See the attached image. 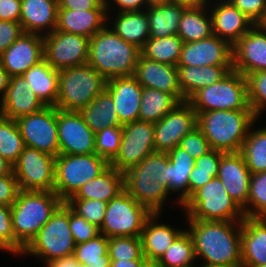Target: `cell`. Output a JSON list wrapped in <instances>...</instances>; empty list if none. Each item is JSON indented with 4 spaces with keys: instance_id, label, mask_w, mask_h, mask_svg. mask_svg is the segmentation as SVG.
<instances>
[{
    "instance_id": "10",
    "label": "cell",
    "mask_w": 266,
    "mask_h": 267,
    "mask_svg": "<svg viewBox=\"0 0 266 267\" xmlns=\"http://www.w3.org/2000/svg\"><path fill=\"white\" fill-rule=\"evenodd\" d=\"M151 214L124 189L107 203L100 233L107 238L140 237Z\"/></svg>"
},
{
    "instance_id": "15",
    "label": "cell",
    "mask_w": 266,
    "mask_h": 267,
    "mask_svg": "<svg viewBox=\"0 0 266 267\" xmlns=\"http://www.w3.org/2000/svg\"><path fill=\"white\" fill-rule=\"evenodd\" d=\"M197 127V114L186 100L154 123L155 151L168 152Z\"/></svg>"
},
{
    "instance_id": "22",
    "label": "cell",
    "mask_w": 266,
    "mask_h": 267,
    "mask_svg": "<svg viewBox=\"0 0 266 267\" xmlns=\"http://www.w3.org/2000/svg\"><path fill=\"white\" fill-rule=\"evenodd\" d=\"M46 105L30 89V84L22 75L11 76L6 93L1 98L0 115L9 119L39 112Z\"/></svg>"
},
{
    "instance_id": "67",
    "label": "cell",
    "mask_w": 266,
    "mask_h": 267,
    "mask_svg": "<svg viewBox=\"0 0 266 267\" xmlns=\"http://www.w3.org/2000/svg\"><path fill=\"white\" fill-rule=\"evenodd\" d=\"M141 267H161L158 261L145 260Z\"/></svg>"
},
{
    "instance_id": "32",
    "label": "cell",
    "mask_w": 266,
    "mask_h": 267,
    "mask_svg": "<svg viewBox=\"0 0 266 267\" xmlns=\"http://www.w3.org/2000/svg\"><path fill=\"white\" fill-rule=\"evenodd\" d=\"M167 153L169 156L167 189L170 193L182 191L177 198L182 205L189 197V175L195 166V159L179 145Z\"/></svg>"
},
{
    "instance_id": "31",
    "label": "cell",
    "mask_w": 266,
    "mask_h": 267,
    "mask_svg": "<svg viewBox=\"0 0 266 267\" xmlns=\"http://www.w3.org/2000/svg\"><path fill=\"white\" fill-rule=\"evenodd\" d=\"M124 189V173L109 166L99 176L80 187L68 200L95 199L108 203Z\"/></svg>"
},
{
    "instance_id": "59",
    "label": "cell",
    "mask_w": 266,
    "mask_h": 267,
    "mask_svg": "<svg viewBox=\"0 0 266 267\" xmlns=\"http://www.w3.org/2000/svg\"><path fill=\"white\" fill-rule=\"evenodd\" d=\"M217 176L218 172L191 171L189 175V196Z\"/></svg>"
},
{
    "instance_id": "4",
    "label": "cell",
    "mask_w": 266,
    "mask_h": 267,
    "mask_svg": "<svg viewBox=\"0 0 266 267\" xmlns=\"http://www.w3.org/2000/svg\"><path fill=\"white\" fill-rule=\"evenodd\" d=\"M63 202L54 191L20 190L11 206L15 241L24 249Z\"/></svg>"
},
{
    "instance_id": "62",
    "label": "cell",
    "mask_w": 266,
    "mask_h": 267,
    "mask_svg": "<svg viewBox=\"0 0 266 267\" xmlns=\"http://www.w3.org/2000/svg\"><path fill=\"white\" fill-rule=\"evenodd\" d=\"M146 259L111 260L110 267H141Z\"/></svg>"
},
{
    "instance_id": "41",
    "label": "cell",
    "mask_w": 266,
    "mask_h": 267,
    "mask_svg": "<svg viewBox=\"0 0 266 267\" xmlns=\"http://www.w3.org/2000/svg\"><path fill=\"white\" fill-rule=\"evenodd\" d=\"M240 153L251 173L266 171V128L249 129Z\"/></svg>"
},
{
    "instance_id": "16",
    "label": "cell",
    "mask_w": 266,
    "mask_h": 267,
    "mask_svg": "<svg viewBox=\"0 0 266 267\" xmlns=\"http://www.w3.org/2000/svg\"><path fill=\"white\" fill-rule=\"evenodd\" d=\"M59 154H95V133L76 111L57 108Z\"/></svg>"
},
{
    "instance_id": "25",
    "label": "cell",
    "mask_w": 266,
    "mask_h": 267,
    "mask_svg": "<svg viewBox=\"0 0 266 267\" xmlns=\"http://www.w3.org/2000/svg\"><path fill=\"white\" fill-rule=\"evenodd\" d=\"M242 267L266 264V217H245L241 229Z\"/></svg>"
},
{
    "instance_id": "36",
    "label": "cell",
    "mask_w": 266,
    "mask_h": 267,
    "mask_svg": "<svg viewBox=\"0 0 266 267\" xmlns=\"http://www.w3.org/2000/svg\"><path fill=\"white\" fill-rule=\"evenodd\" d=\"M79 113L95 134L106 127L123 126L118 118L113 98L106 89Z\"/></svg>"
},
{
    "instance_id": "56",
    "label": "cell",
    "mask_w": 266,
    "mask_h": 267,
    "mask_svg": "<svg viewBox=\"0 0 266 267\" xmlns=\"http://www.w3.org/2000/svg\"><path fill=\"white\" fill-rule=\"evenodd\" d=\"M225 152L220 150H210L195 160V166L192 171L218 172L221 156Z\"/></svg>"
},
{
    "instance_id": "46",
    "label": "cell",
    "mask_w": 266,
    "mask_h": 267,
    "mask_svg": "<svg viewBox=\"0 0 266 267\" xmlns=\"http://www.w3.org/2000/svg\"><path fill=\"white\" fill-rule=\"evenodd\" d=\"M108 254L111 260L146 259L140 237L108 238Z\"/></svg>"
},
{
    "instance_id": "6",
    "label": "cell",
    "mask_w": 266,
    "mask_h": 267,
    "mask_svg": "<svg viewBox=\"0 0 266 267\" xmlns=\"http://www.w3.org/2000/svg\"><path fill=\"white\" fill-rule=\"evenodd\" d=\"M181 207L188 220L243 221L245 218L243 210L229 196L218 177L195 190Z\"/></svg>"
},
{
    "instance_id": "21",
    "label": "cell",
    "mask_w": 266,
    "mask_h": 267,
    "mask_svg": "<svg viewBox=\"0 0 266 267\" xmlns=\"http://www.w3.org/2000/svg\"><path fill=\"white\" fill-rule=\"evenodd\" d=\"M229 196L243 210L247 206L251 171L240 152H227L221 156L218 176Z\"/></svg>"
},
{
    "instance_id": "37",
    "label": "cell",
    "mask_w": 266,
    "mask_h": 267,
    "mask_svg": "<svg viewBox=\"0 0 266 267\" xmlns=\"http://www.w3.org/2000/svg\"><path fill=\"white\" fill-rule=\"evenodd\" d=\"M205 8L208 7L189 6L184 10L177 34L184 43L200 41L213 35L211 14L207 15Z\"/></svg>"
},
{
    "instance_id": "63",
    "label": "cell",
    "mask_w": 266,
    "mask_h": 267,
    "mask_svg": "<svg viewBox=\"0 0 266 267\" xmlns=\"http://www.w3.org/2000/svg\"><path fill=\"white\" fill-rule=\"evenodd\" d=\"M10 75L8 72L2 67V64L0 62V93L1 97L6 93V89L9 86L10 83Z\"/></svg>"
},
{
    "instance_id": "24",
    "label": "cell",
    "mask_w": 266,
    "mask_h": 267,
    "mask_svg": "<svg viewBox=\"0 0 266 267\" xmlns=\"http://www.w3.org/2000/svg\"><path fill=\"white\" fill-rule=\"evenodd\" d=\"M211 13L213 35L224 39L232 46L242 38L254 24L228 0H219Z\"/></svg>"
},
{
    "instance_id": "60",
    "label": "cell",
    "mask_w": 266,
    "mask_h": 267,
    "mask_svg": "<svg viewBox=\"0 0 266 267\" xmlns=\"http://www.w3.org/2000/svg\"><path fill=\"white\" fill-rule=\"evenodd\" d=\"M118 6L119 12L144 11L143 6L148 7L147 0H113Z\"/></svg>"
},
{
    "instance_id": "45",
    "label": "cell",
    "mask_w": 266,
    "mask_h": 267,
    "mask_svg": "<svg viewBox=\"0 0 266 267\" xmlns=\"http://www.w3.org/2000/svg\"><path fill=\"white\" fill-rule=\"evenodd\" d=\"M243 213L245 217H266V171L251 173L249 197Z\"/></svg>"
},
{
    "instance_id": "18",
    "label": "cell",
    "mask_w": 266,
    "mask_h": 267,
    "mask_svg": "<svg viewBox=\"0 0 266 267\" xmlns=\"http://www.w3.org/2000/svg\"><path fill=\"white\" fill-rule=\"evenodd\" d=\"M233 65L232 45L212 35L209 38L183 43L177 66Z\"/></svg>"
},
{
    "instance_id": "65",
    "label": "cell",
    "mask_w": 266,
    "mask_h": 267,
    "mask_svg": "<svg viewBox=\"0 0 266 267\" xmlns=\"http://www.w3.org/2000/svg\"><path fill=\"white\" fill-rule=\"evenodd\" d=\"M172 2L178 3V4H183L186 6H202V5H207L209 6V1L207 0H172ZM208 3V4H207Z\"/></svg>"
},
{
    "instance_id": "17",
    "label": "cell",
    "mask_w": 266,
    "mask_h": 267,
    "mask_svg": "<svg viewBox=\"0 0 266 267\" xmlns=\"http://www.w3.org/2000/svg\"><path fill=\"white\" fill-rule=\"evenodd\" d=\"M233 70L246 76L266 70V24L254 25L233 46Z\"/></svg>"
},
{
    "instance_id": "40",
    "label": "cell",
    "mask_w": 266,
    "mask_h": 267,
    "mask_svg": "<svg viewBox=\"0 0 266 267\" xmlns=\"http://www.w3.org/2000/svg\"><path fill=\"white\" fill-rule=\"evenodd\" d=\"M73 255L84 267L111 266V259L108 254V238L102 233L91 240L76 244Z\"/></svg>"
},
{
    "instance_id": "49",
    "label": "cell",
    "mask_w": 266,
    "mask_h": 267,
    "mask_svg": "<svg viewBox=\"0 0 266 267\" xmlns=\"http://www.w3.org/2000/svg\"><path fill=\"white\" fill-rule=\"evenodd\" d=\"M66 204L75 212L78 216L85 218L89 223L101 227L107 202H103L95 199L87 200H67Z\"/></svg>"
},
{
    "instance_id": "34",
    "label": "cell",
    "mask_w": 266,
    "mask_h": 267,
    "mask_svg": "<svg viewBox=\"0 0 266 267\" xmlns=\"http://www.w3.org/2000/svg\"><path fill=\"white\" fill-rule=\"evenodd\" d=\"M187 7L175 2L147 7L145 10L149 18V37L165 38L177 35L182 14Z\"/></svg>"
},
{
    "instance_id": "7",
    "label": "cell",
    "mask_w": 266,
    "mask_h": 267,
    "mask_svg": "<svg viewBox=\"0 0 266 267\" xmlns=\"http://www.w3.org/2000/svg\"><path fill=\"white\" fill-rule=\"evenodd\" d=\"M187 101L197 115L212 110H251L246 77L235 70L221 81L199 89Z\"/></svg>"
},
{
    "instance_id": "58",
    "label": "cell",
    "mask_w": 266,
    "mask_h": 267,
    "mask_svg": "<svg viewBox=\"0 0 266 267\" xmlns=\"http://www.w3.org/2000/svg\"><path fill=\"white\" fill-rule=\"evenodd\" d=\"M21 0H0V20L20 22Z\"/></svg>"
},
{
    "instance_id": "64",
    "label": "cell",
    "mask_w": 266,
    "mask_h": 267,
    "mask_svg": "<svg viewBox=\"0 0 266 267\" xmlns=\"http://www.w3.org/2000/svg\"><path fill=\"white\" fill-rule=\"evenodd\" d=\"M12 172V164L0 154V177Z\"/></svg>"
},
{
    "instance_id": "42",
    "label": "cell",
    "mask_w": 266,
    "mask_h": 267,
    "mask_svg": "<svg viewBox=\"0 0 266 267\" xmlns=\"http://www.w3.org/2000/svg\"><path fill=\"white\" fill-rule=\"evenodd\" d=\"M196 259L191 235L184 230L158 261L161 267H194Z\"/></svg>"
},
{
    "instance_id": "69",
    "label": "cell",
    "mask_w": 266,
    "mask_h": 267,
    "mask_svg": "<svg viewBox=\"0 0 266 267\" xmlns=\"http://www.w3.org/2000/svg\"><path fill=\"white\" fill-rule=\"evenodd\" d=\"M105 1V4H106V12H109V9H110V2L108 0H104ZM109 3V4H108Z\"/></svg>"
},
{
    "instance_id": "35",
    "label": "cell",
    "mask_w": 266,
    "mask_h": 267,
    "mask_svg": "<svg viewBox=\"0 0 266 267\" xmlns=\"http://www.w3.org/2000/svg\"><path fill=\"white\" fill-rule=\"evenodd\" d=\"M110 28L128 43L140 50L149 40V18L147 11L119 12Z\"/></svg>"
},
{
    "instance_id": "12",
    "label": "cell",
    "mask_w": 266,
    "mask_h": 267,
    "mask_svg": "<svg viewBox=\"0 0 266 267\" xmlns=\"http://www.w3.org/2000/svg\"><path fill=\"white\" fill-rule=\"evenodd\" d=\"M153 152L154 123L135 120L122 126L120 149L110 166L124 173Z\"/></svg>"
},
{
    "instance_id": "39",
    "label": "cell",
    "mask_w": 266,
    "mask_h": 267,
    "mask_svg": "<svg viewBox=\"0 0 266 267\" xmlns=\"http://www.w3.org/2000/svg\"><path fill=\"white\" fill-rule=\"evenodd\" d=\"M183 43L178 35L149 38L141 49V55L153 61L177 66Z\"/></svg>"
},
{
    "instance_id": "54",
    "label": "cell",
    "mask_w": 266,
    "mask_h": 267,
    "mask_svg": "<svg viewBox=\"0 0 266 267\" xmlns=\"http://www.w3.org/2000/svg\"><path fill=\"white\" fill-rule=\"evenodd\" d=\"M24 33L20 22L0 20V55Z\"/></svg>"
},
{
    "instance_id": "23",
    "label": "cell",
    "mask_w": 266,
    "mask_h": 267,
    "mask_svg": "<svg viewBox=\"0 0 266 267\" xmlns=\"http://www.w3.org/2000/svg\"><path fill=\"white\" fill-rule=\"evenodd\" d=\"M142 89L143 87L134 76L114 77L107 80L106 90L113 98L122 125L138 120Z\"/></svg>"
},
{
    "instance_id": "26",
    "label": "cell",
    "mask_w": 266,
    "mask_h": 267,
    "mask_svg": "<svg viewBox=\"0 0 266 267\" xmlns=\"http://www.w3.org/2000/svg\"><path fill=\"white\" fill-rule=\"evenodd\" d=\"M58 8V0H21L23 31L39 35L45 30V34L52 33L56 29Z\"/></svg>"
},
{
    "instance_id": "1",
    "label": "cell",
    "mask_w": 266,
    "mask_h": 267,
    "mask_svg": "<svg viewBox=\"0 0 266 267\" xmlns=\"http://www.w3.org/2000/svg\"><path fill=\"white\" fill-rule=\"evenodd\" d=\"M188 221L196 260L202 257L206 264L242 267V221Z\"/></svg>"
},
{
    "instance_id": "2",
    "label": "cell",
    "mask_w": 266,
    "mask_h": 267,
    "mask_svg": "<svg viewBox=\"0 0 266 267\" xmlns=\"http://www.w3.org/2000/svg\"><path fill=\"white\" fill-rule=\"evenodd\" d=\"M108 27L106 25L90 38L87 64L106 80L134 76L141 50Z\"/></svg>"
},
{
    "instance_id": "66",
    "label": "cell",
    "mask_w": 266,
    "mask_h": 267,
    "mask_svg": "<svg viewBox=\"0 0 266 267\" xmlns=\"http://www.w3.org/2000/svg\"><path fill=\"white\" fill-rule=\"evenodd\" d=\"M148 2V7L153 6V5H162L166 3L172 2V0H147Z\"/></svg>"
},
{
    "instance_id": "50",
    "label": "cell",
    "mask_w": 266,
    "mask_h": 267,
    "mask_svg": "<svg viewBox=\"0 0 266 267\" xmlns=\"http://www.w3.org/2000/svg\"><path fill=\"white\" fill-rule=\"evenodd\" d=\"M0 249L19 255L24 250L15 241L11 220V207L2 203H0Z\"/></svg>"
},
{
    "instance_id": "57",
    "label": "cell",
    "mask_w": 266,
    "mask_h": 267,
    "mask_svg": "<svg viewBox=\"0 0 266 267\" xmlns=\"http://www.w3.org/2000/svg\"><path fill=\"white\" fill-rule=\"evenodd\" d=\"M58 6V9H71L74 11L106 9L104 0H58Z\"/></svg>"
},
{
    "instance_id": "70",
    "label": "cell",
    "mask_w": 266,
    "mask_h": 267,
    "mask_svg": "<svg viewBox=\"0 0 266 267\" xmlns=\"http://www.w3.org/2000/svg\"><path fill=\"white\" fill-rule=\"evenodd\" d=\"M251 267H266V264L265 265H259V266H251Z\"/></svg>"
},
{
    "instance_id": "28",
    "label": "cell",
    "mask_w": 266,
    "mask_h": 267,
    "mask_svg": "<svg viewBox=\"0 0 266 267\" xmlns=\"http://www.w3.org/2000/svg\"><path fill=\"white\" fill-rule=\"evenodd\" d=\"M154 179L149 176L124 175V187L150 213L161 214L170 192L163 184Z\"/></svg>"
},
{
    "instance_id": "33",
    "label": "cell",
    "mask_w": 266,
    "mask_h": 267,
    "mask_svg": "<svg viewBox=\"0 0 266 267\" xmlns=\"http://www.w3.org/2000/svg\"><path fill=\"white\" fill-rule=\"evenodd\" d=\"M38 98L46 106H56L58 96L59 70L45 59L29 68L23 75Z\"/></svg>"
},
{
    "instance_id": "29",
    "label": "cell",
    "mask_w": 266,
    "mask_h": 267,
    "mask_svg": "<svg viewBox=\"0 0 266 267\" xmlns=\"http://www.w3.org/2000/svg\"><path fill=\"white\" fill-rule=\"evenodd\" d=\"M160 214H151L145 221L141 233L143 256L146 260L159 261L173 241L184 231L155 222Z\"/></svg>"
},
{
    "instance_id": "8",
    "label": "cell",
    "mask_w": 266,
    "mask_h": 267,
    "mask_svg": "<svg viewBox=\"0 0 266 267\" xmlns=\"http://www.w3.org/2000/svg\"><path fill=\"white\" fill-rule=\"evenodd\" d=\"M110 163L95 154H59L55 162L54 192L66 202L88 181L103 173Z\"/></svg>"
},
{
    "instance_id": "51",
    "label": "cell",
    "mask_w": 266,
    "mask_h": 267,
    "mask_svg": "<svg viewBox=\"0 0 266 267\" xmlns=\"http://www.w3.org/2000/svg\"><path fill=\"white\" fill-rule=\"evenodd\" d=\"M69 225L75 244L86 242L100 234V230L96 225L78 216L70 207Z\"/></svg>"
},
{
    "instance_id": "68",
    "label": "cell",
    "mask_w": 266,
    "mask_h": 267,
    "mask_svg": "<svg viewBox=\"0 0 266 267\" xmlns=\"http://www.w3.org/2000/svg\"><path fill=\"white\" fill-rule=\"evenodd\" d=\"M202 265L203 266H201V267H232V266H226V265H214V264H206V263H204Z\"/></svg>"
},
{
    "instance_id": "9",
    "label": "cell",
    "mask_w": 266,
    "mask_h": 267,
    "mask_svg": "<svg viewBox=\"0 0 266 267\" xmlns=\"http://www.w3.org/2000/svg\"><path fill=\"white\" fill-rule=\"evenodd\" d=\"M75 246L69 225V206L63 202L21 254L41 256L47 263L72 255Z\"/></svg>"
},
{
    "instance_id": "52",
    "label": "cell",
    "mask_w": 266,
    "mask_h": 267,
    "mask_svg": "<svg viewBox=\"0 0 266 267\" xmlns=\"http://www.w3.org/2000/svg\"><path fill=\"white\" fill-rule=\"evenodd\" d=\"M179 146L195 160L212 150L206 137L198 127L186 134L180 141Z\"/></svg>"
},
{
    "instance_id": "43",
    "label": "cell",
    "mask_w": 266,
    "mask_h": 267,
    "mask_svg": "<svg viewBox=\"0 0 266 267\" xmlns=\"http://www.w3.org/2000/svg\"><path fill=\"white\" fill-rule=\"evenodd\" d=\"M24 147L16 120L0 115V154L13 165Z\"/></svg>"
},
{
    "instance_id": "53",
    "label": "cell",
    "mask_w": 266,
    "mask_h": 267,
    "mask_svg": "<svg viewBox=\"0 0 266 267\" xmlns=\"http://www.w3.org/2000/svg\"><path fill=\"white\" fill-rule=\"evenodd\" d=\"M254 25L266 24V0H228Z\"/></svg>"
},
{
    "instance_id": "20",
    "label": "cell",
    "mask_w": 266,
    "mask_h": 267,
    "mask_svg": "<svg viewBox=\"0 0 266 267\" xmlns=\"http://www.w3.org/2000/svg\"><path fill=\"white\" fill-rule=\"evenodd\" d=\"M134 77L142 87L164 91L172 94L179 102L184 101L177 66L153 61L140 54Z\"/></svg>"
},
{
    "instance_id": "11",
    "label": "cell",
    "mask_w": 266,
    "mask_h": 267,
    "mask_svg": "<svg viewBox=\"0 0 266 267\" xmlns=\"http://www.w3.org/2000/svg\"><path fill=\"white\" fill-rule=\"evenodd\" d=\"M56 157L24 147L12 171L20 190L54 191Z\"/></svg>"
},
{
    "instance_id": "47",
    "label": "cell",
    "mask_w": 266,
    "mask_h": 267,
    "mask_svg": "<svg viewBox=\"0 0 266 267\" xmlns=\"http://www.w3.org/2000/svg\"><path fill=\"white\" fill-rule=\"evenodd\" d=\"M247 81L248 102L255 119L266 108V70L245 76ZM265 107V108H264Z\"/></svg>"
},
{
    "instance_id": "14",
    "label": "cell",
    "mask_w": 266,
    "mask_h": 267,
    "mask_svg": "<svg viewBox=\"0 0 266 267\" xmlns=\"http://www.w3.org/2000/svg\"><path fill=\"white\" fill-rule=\"evenodd\" d=\"M44 59L56 70L86 64L89 38L59 30L43 34Z\"/></svg>"
},
{
    "instance_id": "27",
    "label": "cell",
    "mask_w": 266,
    "mask_h": 267,
    "mask_svg": "<svg viewBox=\"0 0 266 267\" xmlns=\"http://www.w3.org/2000/svg\"><path fill=\"white\" fill-rule=\"evenodd\" d=\"M106 9L74 11L58 9L56 29L69 34H76L89 39L106 25L109 15ZM105 22V23H104Z\"/></svg>"
},
{
    "instance_id": "19",
    "label": "cell",
    "mask_w": 266,
    "mask_h": 267,
    "mask_svg": "<svg viewBox=\"0 0 266 267\" xmlns=\"http://www.w3.org/2000/svg\"><path fill=\"white\" fill-rule=\"evenodd\" d=\"M44 59L43 34L24 32L0 55L2 67L10 76L23 75L29 68Z\"/></svg>"
},
{
    "instance_id": "30",
    "label": "cell",
    "mask_w": 266,
    "mask_h": 267,
    "mask_svg": "<svg viewBox=\"0 0 266 267\" xmlns=\"http://www.w3.org/2000/svg\"><path fill=\"white\" fill-rule=\"evenodd\" d=\"M177 67L184 101L188 100L199 89L221 81L233 70V65Z\"/></svg>"
},
{
    "instance_id": "61",
    "label": "cell",
    "mask_w": 266,
    "mask_h": 267,
    "mask_svg": "<svg viewBox=\"0 0 266 267\" xmlns=\"http://www.w3.org/2000/svg\"><path fill=\"white\" fill-rule=\"evenodd\" d=\"M46 267H84V265L80 264L75 256L69 255L62 258L53 259L48 261Z\"/></svg>"
},
{
    "instance_id": "13",
    "label": "cell",
    "mask_w": 266,
    "mask_h": 267,
    "mask_svg": "<svg viewBox=\"0 0 266 267\" xmlns=\"http://www.w3.org/2000/svg\"><path fill=\"white\" fill-rule=\"evenodd\" d=\"M26 147L54 157L59 155L57 108L46 106L39 112L16 119Z\"/></svg>"
},
{
    "instance_id": "44",
    "label": "cell",
    "mask_w": 266,
    "mask_h": 267,
    "mask_svg": "<svg viewBox=\"0 0 266 267\" xmlns=\"http://www.w3.org/2000/svg\"><path fill=\"white\" fill-rule=\"evenodd\" d=\"M168 161L167 152L155 151L145 157L138 165L130 168L124 175H141L155 178L167 188L168 179Z\"/></svg>"
},
{
    "instance_id": "5",
    "label": "cell",
    "mask_w": 266,
    "mask_h": 267,
    "mask_svg": "<svg viewBox=\"0 0 266 267\" xmlns=\"http://www.w3.org/2000/svg\"><path fill=\"white\" fill-rule=\"evenodd\" d=\"M107 80L89 64L59 70L56 108L79 112L101 94Z\"/></svg>"
},
{
    "instance_id": "48",
    "label": "cell",
    "mask_w": 266,
    "mask_h": 267,
    "mask_svg": "<svg viewBox=\"0 0 266 267\" xmlns=\"http://www.w3.org/2000/svg\"><path fill=\"white\" fill-rule=\"evenodd\" d=\"M122 126L106 127L95 134V153L109 163L120 149Z\"/></svg>"
},
{
    "instance_id": "3",
    "label": "cell",
    "mask_w": 266,
    "mask_h": 267,
    "mask_svg": "<svg viewBox=\"0 0 266 267\" xmlns=\"http://www.w3.org/2000/svg\"><path fill=\"white\" fill-rule=\"evenodd\" d=\"M254 122L252 110H212L197 115V127L211 149L225 153L240 152Z\"/></svg>"
},
{
    "instance_id": "55",
    "label": "cell",
    "mask_w": 266,
    "mask_h": 267,
    "mask_svg": "<svg viewBox=\"0 0 266 267\" xmlns=\"http://www.w3.org/2000/svg\"><path fill=\"white\" fill-rule=\"evenodd\" d=\"M20 189L13 171L0 177V203L12 206Z\"/></svg>"
},
{
    "instance_id": "38",
    "label": "cell",
    "mask_w": 266,
    "mask_h": 267,
    "mask_svg": "<svg viewBox=\"0 0 266 267\" xmlns=\"http://www.w3.org/2000/svg\"><path fill=\"white\" fill-rule=\"evenodd\" d=\"M138 120L156 123L180 102L172 95L157 89H142Z\"/></svg>"
}]
</instances>
